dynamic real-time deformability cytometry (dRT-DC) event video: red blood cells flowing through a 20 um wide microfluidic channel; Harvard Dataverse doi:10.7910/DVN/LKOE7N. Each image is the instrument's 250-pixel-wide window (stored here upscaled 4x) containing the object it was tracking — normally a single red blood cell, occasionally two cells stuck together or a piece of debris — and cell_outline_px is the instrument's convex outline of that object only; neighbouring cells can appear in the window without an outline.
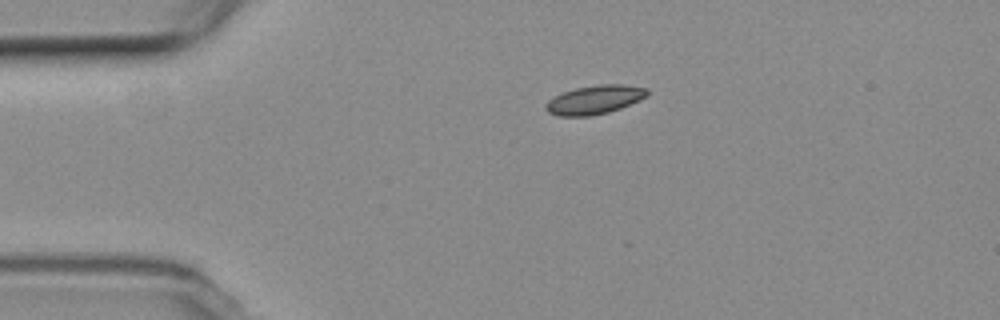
{"species": "common noctule bat (a hibernating species)", "species_latin": "Nyctalus noctula", "temperature_condition": "room temperature", "stored_images_in_passage": 31, "camera_frame_rate_fps": 3000, "um_per_image_px": 0.085, "animal": {"sex": "female", "body_mass_g": 19.3, "forearm_length_mm": 54.1}, "frame": {"image": 1, "passage_image": 1, "time_ms": 0.0, "image_size_px": [1000, 320], "cell_outline_px": [[648, 96], [640, 100], [620, 108], [608, 112], [588, 116], [560, 116], [548, 112], [544, 108], [544, 104], [548, 100], [564, 92], [576, 88], [600, 84], [624, 84], [648, 88]], "centroid_in_image_um": [50.56, 8.47], "position_along_channel_um": 34.4, "area_um2": 16.99}}
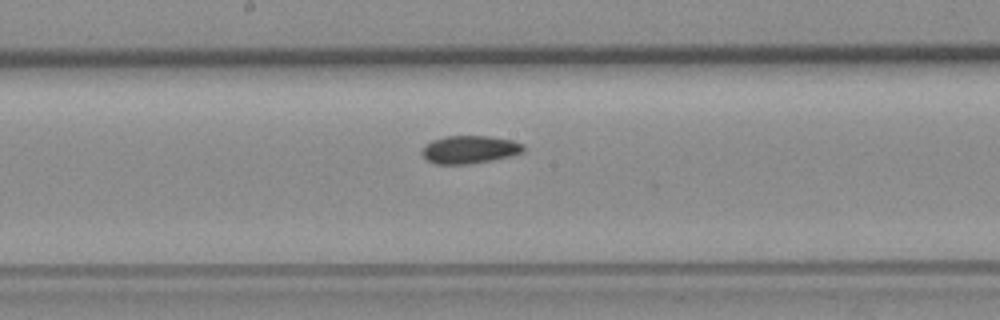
{"frame": {"image": 2, "passage_image": 18, "time_ms": 5.667, "image_size_px": [1000, 320], "cell_outline_px": [[524, 152], [512, 156], [492, 160], [468, 164], [436, 164], [428, 160], [420, 152], [432, 140], [444, 136], [488, 136], [512, 140], [524, 144]], "centroid_in_image_um": [39.95, 12.71], "position_along_channel_um": 208.2, "area_um2": 16.47}}
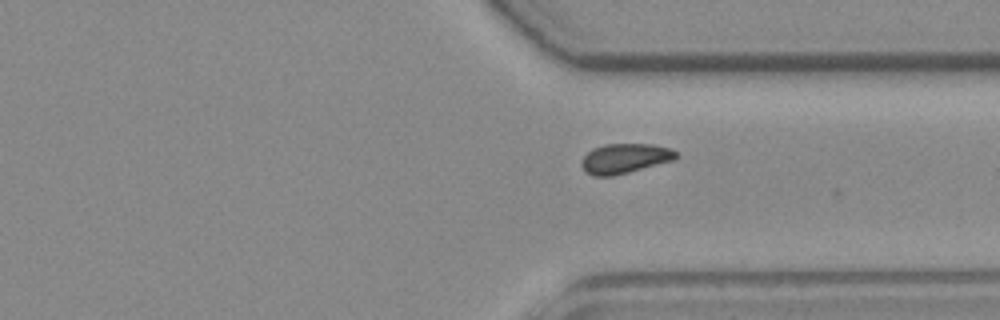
{"frame": {"image": 3, "passage_image": 30, "time_ms": 9.667, "image_size_px": [1000, 320], "cell_outline_px": [[680, 156], [672, 160], [628, 172], [612, 176], [592, 176], [584, 172], [580, 164], [584, 156], [592, 148], [604, 144], [652, 144], [672, 148]], "centroid_in_image_um": [53.08, 13.46], "position_along_channel_um": 358.3, "area_um2": 16.47}}